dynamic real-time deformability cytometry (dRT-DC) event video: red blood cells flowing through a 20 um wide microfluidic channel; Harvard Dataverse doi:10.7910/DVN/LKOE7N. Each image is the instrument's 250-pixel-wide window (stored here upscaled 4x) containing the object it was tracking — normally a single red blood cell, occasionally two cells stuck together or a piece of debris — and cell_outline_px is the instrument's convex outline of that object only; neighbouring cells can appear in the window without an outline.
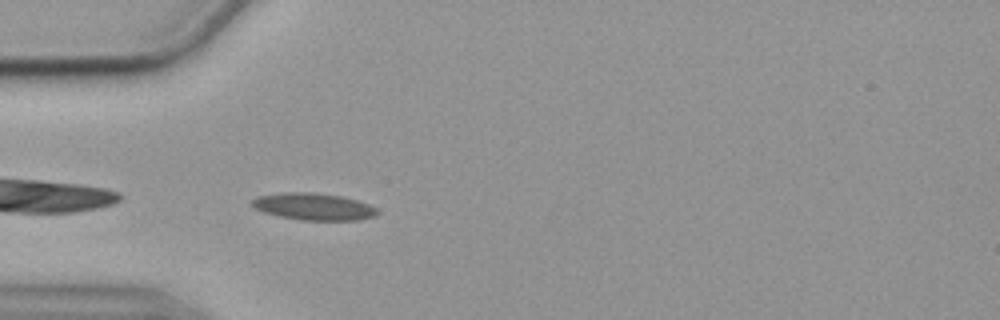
{"species": "common noctule bat (a hibernating species)", "species_latin": "Nyctalus noctula", "temperature_condition": "cold", "stored_images_in_passage": 42, "camera_frame_rate_fps": 3000, "um_per_image_px": 0.085, "animal": {"sex": "female", "body_mass_g": 19.9}, "frame": {"image": 1, "passage_image": 2, "time_ms": 0.333, "image_size_px": [1000, 320], "cell_outline_px": [[376, 216], [356, 220], [300, 220], [280, 216], [264, 212], [256, 208], [252, 204], [252, 200], [256, 196], [280, 192], [312, 192], [340, 196], [356, 200], [368, 204], [376, 208]], "centroid_in_image_um": [26.63, 17.55], "position_along_channel_um": 58.4, "area_um2": 19.54}}
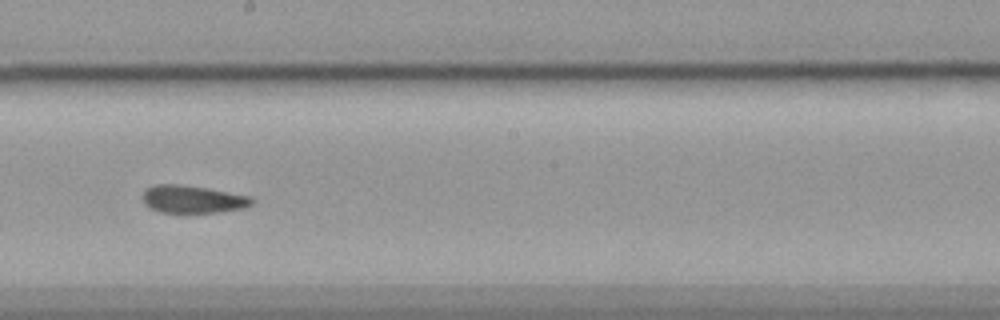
{"frame": {"image": 2, "passage_image": 17, "time_ms": 5.333, "image_size_px": [1000, 320], "cell_outline_px": [[256, 200], [252, 204], [244, 208], [216, 212], [160, 212], [148, 208], [144, 204], [140, 196], [148, 188], [156, 184], [180, 184], [252, 196]], "centroid_in_image_um": [16.36, 16.93], "position_along_channel_um": 231.8, "area_um2": 17.63}}
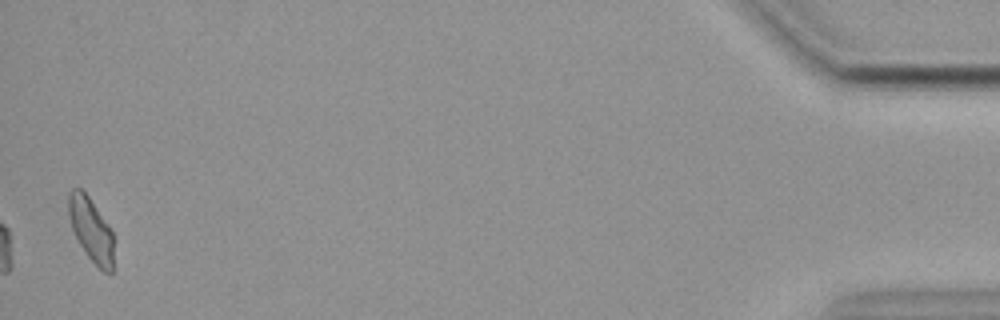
{"frame": {"image": 3, "passage_image": 41, "time_ms": 13.333, "image_size_px": [1000, 320], "cell_outline_px": [[116, 240], [112, 272], [104, 272], [88, 256], [80, 244], [72, 228], [68, 216], [68, 192], [72, 188], [80, 188], [88, 196], [112, 228]], "centroid_in_image_um": [7.79, 19.51], "position_along_channel_um": 427.4, "area_um2": 17.17}, "authors_computed_cell_mechanics": {"area_um2": 17.8891, "velocity_mm_per_s": 3.5554, "shape_relaxation_time_tau1_ms": 9.3592, "shape_relaxation_time_tau2_ms": 3.9058, "deformation_change_tau1": 0.1985, "deformation_change_tau2": 0.0785}}